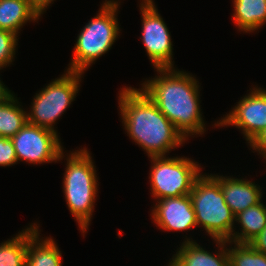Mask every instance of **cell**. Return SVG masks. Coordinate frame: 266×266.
Returning a JSON list of instances; mask_svg holds the SVG:
<instances>
[{
	"instance_id": "cell-4",
	"label": "cell",
	"mask_w": 266,
	"mask_h": 266,
	"mask_svg": "<svg viewBox=\"0 0 266 266\" xmlns=\"http://www.w3.org/2000/svg\"><path fill=\"white\" fill-rule=\"evenodd\" d=\"M119 0H105L98 14L80 31L68 71L84 73L91 64L109 51L119 36L117 12Z\"/></svg>"
},
{
	"instance_id": "cell-11",
	"label": "cell",
	"mask_w": 266,
	"mask_h": 266,
	"mask_svg": "<svg viewBox=\"0 0 266 266\" xmlns=\"http://www.w3.org/2000/svg\"><path fill=\"white\" fill-rule=\"evenodd\" d=\"M152 219L164 231H185L197 227L196 216L188 195L167 197L156 202Z\"/></svg>"
},
{
	"instance_id": "cell-25",
	"label": "cell",
	"mask_w": 266,
	"mask_h": 266,
	"mask_svg": "<svg viewBox=\"0 0 266 266\" xmlns=\"http://www.w3.org/2000/svg\"><path fill=\"white\" fill-rule=\"evenodd\" d=\"M53 1L54 0H29L31 6L40 14V16L46 8L48 9V6H50Z\"/></svg>"
},
{
	"instance_id": "cell-15",
	"label": "cell",
	"mask_w": 266,
	"mask_h": 266,
	"mask_svg": "<svg viewBox=\"0 0 266 266\" xmlns=\"http://www.w3.org/2000/svg\"><path fill=\"white\" fill-rule=\"evenodd\" d=\"M40 14L29 0H0V29L18 35L28 21L36 22Z\"/></svg>"
},
{
	"instance_id": "cell-3",
	"label": "cell",
	"mask_w": 266,
	"mask_h": 266,
	"mask_svg": "<svg viewBox=\"0 0 266 266\" xmlns=\"http://www.w3.org/2000/svg\"><path fill=\"white\" fill-rule=\"evenodd\" d=\"M63 192L69 211L84 236L91 222L98 192V177L87 148L72 151L66 157Z\"/></svg>"
},
{
	"instance_id": "cell-12",
	"label": "cell",
	"mask_w": 266,
	"mask_h": 266,
	"mask_svg": "<svg viewBox=\"0 0 266 266\" xmlns=\"http://www.w3.org/2000/svg\"><path fill=\"white\" fill-rule=\"evenodd\" d=\"M214 241L217 247L221 248L216 255L187 238L177 249L178 251L173 255L168 266H229L227 241L219 239H214Z\"/></svg>"
},
{
	"instance_id": "cell-20",
	"label": "cell",
	"mask_w": 266,
	"mask_h": 266,
	"mask_svg": "<svg viewBox=\"0 0 266 266\" xmlns=\"http://www.w3.org/2000/svg\"><path fill=\"white\" fill-rule=\"evenodd\" d=\"M229 245V266H266V255L254 249L249 243H236L227 240Z\"/></svg>"
},
{
	"instance_id": "cell-10",
	"label": "cell",
	"mask_w": 266,
	"mask_h": 266,
	"mask_svg": "<svg viewBox=\"0 0 266 266\" xmlns=\"http://www.w3.org/2000/svg\"><path fill=\"white\" fill-rule=\"evenodd\" d=\"M225 117L215 126H236L242 130L248 144L266 129V90L254 87L248 95L240 99Z\"/></svg>"
},
{
	"instance_id": "cell-6",
	"label": "cell",
	"mask_w": 266,
	"mask_h": 266,
	"mask_svg": "<svg viewBox=\"0 0 266 266\" xmlns=\"http://www.w3.org/2000/svg\"><path fill=\"white\" fill-rule=\"evenodd\" d=\"M83 73L66 70L33 98L31 111L27 112L28 123L57 132L55 122L69 108L80 89Z\"/></svg>"
},
{
	"instance_id": "cell-21",
	"label": "cell",
	"mask_w": 266,
	"mask_h": 266,
	"mask_svg": "<svg viewBox=\"0 0 266 266\" xmlns=\"http://www.w3.org/2000/svg\"><path fill=\"white\" fill-rule=\"evenodd\" d=\"M17 37L10 31L0 29V70L14 61L16 46H18Z\"/></svg>"
},
{
	"instance_id": "cell-17",
	"label": "cell",
	"mask_w": 266,
	"mask_h": 266,
	"mask_svg": "<svg viewBox=\"0 0 266 266\" xmlns=\"http://www.w3.org/2000/svg\"><path fill=\"white\" fill-rule=\"evenodd\" d=\"M233 21L245 33L258 30L266 23V0H233Z\"/></svg>"
},
{
	"instance_id": "cell-26",
	"label": "cell",
	"mask_w": 266,
	"mask_h": 266,
	"mask_svg": "<svg viewBox=\"0 0 266 266\" xmlns=\"http://www.w3.org/2000/svg\"><path fill=\"white\" fill-rule=\"evenodd\" d=\"M11 94V90H9L0 80V103L6 100Z\"/></svg>"
},
{
	"instance_id": "cell-13",
	"label": "cell",
	"mask_w": 266,
	"mask_h": 266,
	"mask_svg": "<svg viewBox=\"0 0 266 266\" xmlns=\"http://www.w3.org/2000/svg\"><path fill=\"white\" fill-rule=\"evenodd\" d=\"M211 175L220 184L225 202L234 215L261 201L263 193L258 184L248 179Z\"/></svg>"
},
{
	"instance_id": "cell-23",
	"label": "cell",
	"mask_w": 266,
	"mask_h": 266,
	"mask_svg": "<svg viewBox=\"0 0 266 266\" xmlns=\"http://www.w3.org/2000/svg\"><path fill=\"white\" fill-rule=\"evenodd\" d=\"M250 147L259 152L266 160V129H264L260 134H258L250 143Z\"/></svg>"
},
{
	"instance_id": "cell-7",
	"label": "cell",
	"mask_w": 266,
	"mask_h": 266,
	"mask_svg": "<svg viewBox=\"0 0 266 266\" xmlns=\"http://www.w3.org/2000/svg\"><path fill=\"white\" fill-rule=\"evenodd\" d=\"M151 158L150 190L155 200L190 194L196 179L202 174L197 162L187 157Z\"/></svg>"
},
{
	"instance_id": "cell-18",
	"label": "cell",
	"mask_w": 266,
	"mask_h": 266,
	"mask_svg": "<svg viewBox=\"0 0 266 266\" xmlns=\"http://www.w3.org/2000/svg\"><path fill=\"white\" fill-rule=\"evenodd\" d=\"M13 93L0 103V137L12 138L28 122L24 111Z\"/></svg>"
},
{
	"instance_id": "cell-5",
	"label": "cell",
	"mask_w": 266,
	"mask_h": 266,
	"mask_svg": "<svg viewBox=\"0 0 266 266\" xmlns=\"http://www.w3.org/2000/svg\"><path fill=\"white\" fill-rule=\"evenodd\" d=\"M189 196L197 226H202L213 240H230L235 229V215L226 204L218 181L211 174H201Z\"/></svg>"
},
{
	"instance_id": "cell-24",
	"label": "cell",
	"mask_w": 266,
	"mask_h": 266,
	"mask_svg": "<svg viewBox=\"0 0 266 266\" xmlns=\"http://www.w3.org/2000/svg\"><path fill=\"white\" fill-rule=\"evenodd\" d=\"M249 244L257 251L266 255V227Z\"/></svg>"
},
{
	"instance_id": "cell-16",
	"label": "cell",
	"mask_w": 266,
	"mask_h": 266,
	"mask_svg": "<svg viewBox=\"0 0 266 266\" xmlns=\"http://www.w3.org/2000/svg\"><path fill=\"white\" fill-rule=\"evenodd\" d=\"M240 223V233L233 230L230 242L249 243L266 227V205L262 200L235 215V223Z\"/></svg>"
},
{
	"instance_id": "cell-14",
	"label": "cell",
	"mask_w": 266,
	"mask_h": 266,
	"mask_svg": "<svg viewBox=\"0 0 266 266\" xmlns=\"http://www.w3.org/2000/svg\"><path fill=\"white\" fill-rule=\"evenodd\" d=\"M38 228L36 223L28 227L26 266H62V254L57 243L52 237L40 239Z\"/></svg>"
},
{
	"instance_id": "cell-8",
	"label": "cell",
	"mask_w": 266,
	"mask_h": 266,
	"mask_svg": "<svg viewBox=\"0 0 266 266\" xmlns=\"http://www.w3.org/2000/svg\"><path fill=\"white\" fill-rule=\"evenodd\" d=\"M59 137L57 132L27 122L11 140L18 161L42 164L64 158Z\"/></svg>"
},
{
	"instance_id": "cell-9",
	"label": "cell",
	"mask_w": 266,
	"mask_h": 266,
	"mask_svg": "<svg viewBox=\"0 0 266 266\" xmlns=\"http://www.w3.org/2000/svg\"><path fill=\"white\" fill-rule=\"evenodd\" d=\"M142 42L154 68H173V44L168 27L153 0L140 3Z\"/></svg>"
},
{
	"instance_id": "cell-2",
	"label": "cell",
	"mask_w": 266,
	"mask_h": 266,
	"mask_svg": "<svg viewBox=\"0 0 266 266\" xmlns=\"http://www.w3.org/2000/svg\"><path fill=\"white\" fill-rule=\"evenodd\" d=\"M118 100L124 129L148 157L166 156V153L186 142L141 89L122 87Z\"/></svg>"
},
{
	"instance_id": "cell-1",
	"label": "cell",
	"mask_w": 266,
	"mask_h": 266,
	"mask_svg": "<svg viewBox=\"0 0 266 266\" xmlns=\"http://www.w3.org/2000/svg\"><path fill=\"white\" fill-rule=\"evenodd\" d=\"M160 74L144 81L141 90L156 104L187 140L206 132L201 108L199 83L194 76L175 68H156Z\"/></svg>"
},
{
	"instance_id": "cell-22",
	"label": "cell",
	"mask_w": 266,
	"mask_h": 266,
	"mask_svg": "<svg viewBox=\"0 0 266 266\" xmlns=\"http://www.w3.org/2000/svg\"><path fill=\"white\" fill-rule=\"evenodd\" d=\"M18 162L13 141L10 138L0 137V166L6 167Z\"/></svg>"
},
{
	"instance_id": "cell-19",
	"label": "cell",
	"mask_w": 266,
	"mask_h": 266,
	"mask_svg": "<svg viewBox=\"0 0 266 266\" xmlns=\"http://www.w3.org/2000/svg\"><path fill=\"white\" fill-rule=\"evenodd\" d=\"M28 227L0 244V266H26Z\"/></svg>"
}]
</instances>
